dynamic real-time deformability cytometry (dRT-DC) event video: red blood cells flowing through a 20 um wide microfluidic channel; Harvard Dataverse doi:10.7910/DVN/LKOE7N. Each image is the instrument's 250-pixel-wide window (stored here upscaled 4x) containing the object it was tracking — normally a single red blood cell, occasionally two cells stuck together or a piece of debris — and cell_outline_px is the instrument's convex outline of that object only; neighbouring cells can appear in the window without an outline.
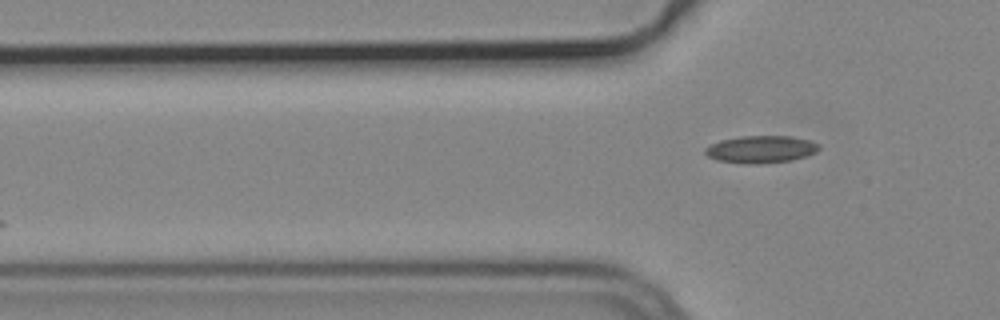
{"species": "common noctule bat (a hibernating species)", "species_latin": "Nyctalus noctula", "temperature_condition": "cold", "stored_images_in_passage": 2, "camera_frame_rate_fps": 3000, "um_per_image_px": 0.085, "animal": {"sex": "male", "body_mass_g": 19.2, "forearm_length_mm": 51.8}, "frame": {"image": 1, "passage_image": 2, "time_ms": 0.333, "image_size_px": [1000, 320], "cell_outline_px": [[820, 148], [816, 152], [792, 160], [756, 164], [744, 164], [716, 160], [708, 156], [704, 152], [704, 148], [720, 140], [740, 136], [792, 136], [808, 140], [820, 144]], "centroid_in_image_um": [64.66, 12.69], "position_along_channel_um": 61.1, "area_um2": 18.15}}